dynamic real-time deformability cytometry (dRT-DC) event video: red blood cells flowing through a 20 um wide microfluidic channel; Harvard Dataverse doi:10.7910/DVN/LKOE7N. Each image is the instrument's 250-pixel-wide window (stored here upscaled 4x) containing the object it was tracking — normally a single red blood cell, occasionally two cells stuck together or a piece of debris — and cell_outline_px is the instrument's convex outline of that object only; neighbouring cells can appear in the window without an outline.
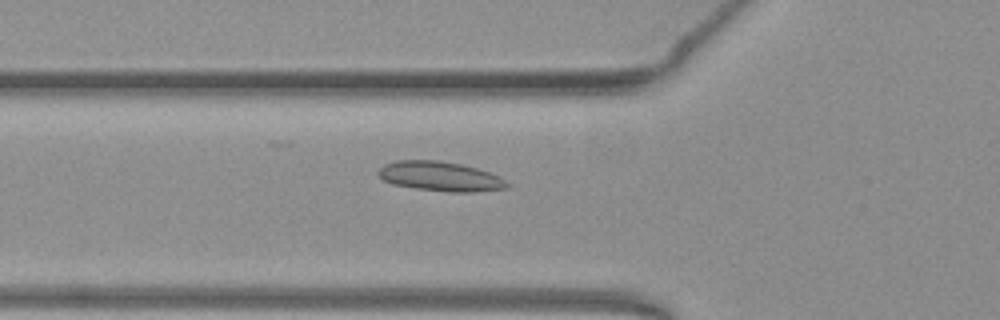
{"species": "common noctule bat (a hibernating species)", "species_latin": "Nyctalus noctula", "temperature_condition": "warm", "stored_images_in_passage": 38, "camera_frame_rate_fps": 3000, "um_per_image_px": 0.085, "animal": {"sex": "female", "body_mass_g": 19.3, "forearm_length_mm": 54.1}, "frame": {"image": 1, "passage_image": 3, "time_ms": 0.667, "image_size_px": [1000, 320], "cell_outline_px": [[508, 188], [472, 192], [448, 192], [416, 188], [392, 184], [384, 180], [376, 172], [384, 164], [396, 160], [440, 160], [460, 164], [476, 168], [488, 172], [504, 180], [508, 184]], "centroid_in_image_um": [37.37, 14.99], "position_along_channel_um": 88.4, "area_um2": 22.02}}
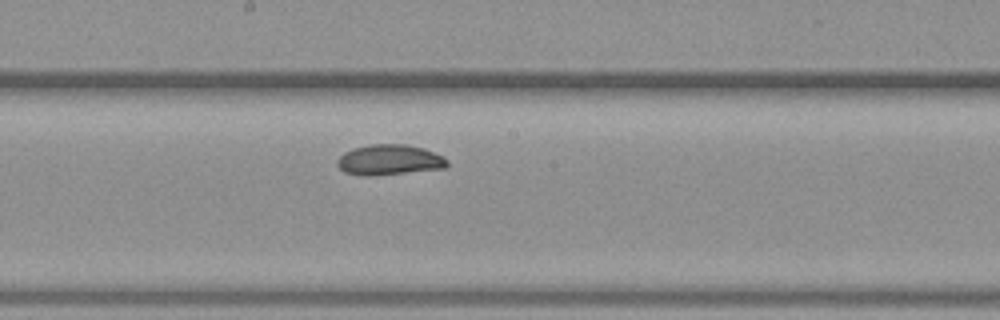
{"frame": {"image": 2, "passage_image": 13, "time_ms": 4.0, "image_size_px": [1000, 320], "cell_outline_px": [[448, 168], [372, 176], [364, 176], [344, 172], [336, 164], [336, 160], [344, 152], [352, 148], [372, 144], [408, 144], [424, 148], [444, 156], [448, 160]], "centroid_in_image_um": [33.11, 13.59], "position_along_channel_um": 215.1, "area_um2": 19.83}}
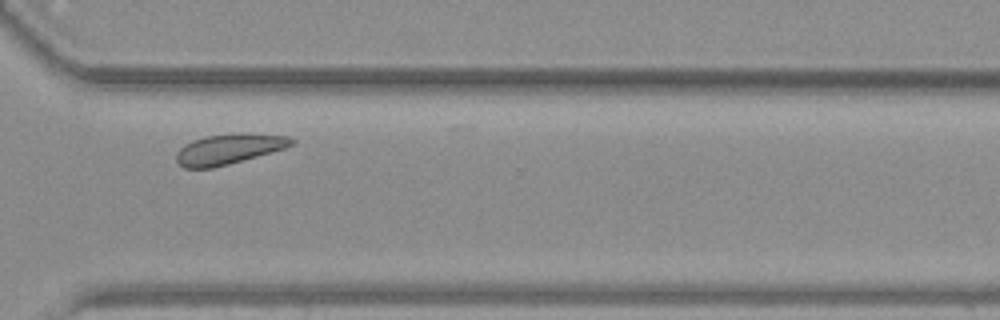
{"frame": {"image": 3, "passage_image": 24, "time_ms": 7.667, "image_size_px": [1000, 320], "cell_outline_px": [[296, 140], [292, 144], [284, 148], [272, 152], [228, 164], [212, 168], [184, 168], [176, 160], [176, 152], [184, 144], [192, 140], [204, 136], [288, 136]], "centroid_in_image_um": [19.34, 12.73], "position_along_channel_um": 351.3, "area_um2": 19.19}, "authors_computed_cell_mechanics": {"area_um2": 20.1144, "velocity_mm_per_s": 3.7396, "shape_relaxation_time_tau1_ms": 3.375, "shape_relaxation_time_tau2_ms": null, "deformation_change_tau1": 0.0918, "deformation_change_tau2": null}}